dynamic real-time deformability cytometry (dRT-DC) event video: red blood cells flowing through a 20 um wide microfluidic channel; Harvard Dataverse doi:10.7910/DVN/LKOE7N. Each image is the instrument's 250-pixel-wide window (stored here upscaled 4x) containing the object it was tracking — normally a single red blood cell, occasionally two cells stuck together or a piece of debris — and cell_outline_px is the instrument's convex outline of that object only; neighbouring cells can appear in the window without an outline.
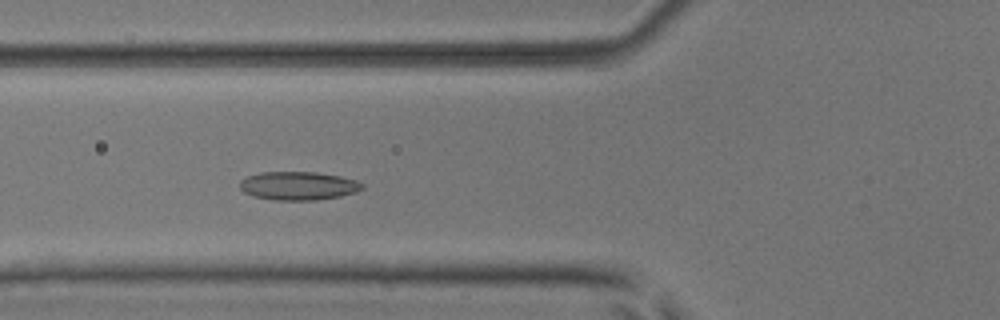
{"species": "common noctule bat (a hibernating species)", "species_latin": "Nyctalus noctula", "temperature_condition": "room temperature", "stored_images_in_passage": 49, "camera_frame_rate_fps": 3000, "um_per_image_px": 0.085, "animal": {"sex": "male", "body_mass_g": 17.9, "forearm_length_mm": 54.2}, "frame": {"image": 1, "passage_image": 17, "time_ms": 5.333, "image_size_px": [1000, 320], "cell_outline_px": [[364, 188], [356, 192], [340, 196], [316, 200], [276, 200], [252, 196], [244, 192], [240, 188], [240, 180], [248, 176], [260, 172], [316, 172], [340, 176], [356, 180], [364, 184]], "centroid_in_image_um": [25.36, 15.79], "position_along_channel_um": 100.4, "area_um2": 20.35}}
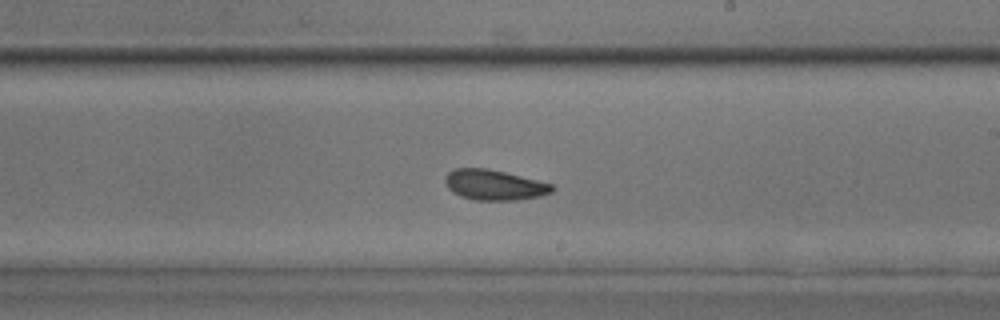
{"frame": {"image": 2, "passage_image": 28, "time_ms": 9.0, "image_size_px": [1000, 320], "cell_outline_px": [[556, 188], [552, 192], [540, 196], [516, 200], [476, 200], [460, 196], [452, 192], [448, 188], [444, 180], [444, 176], [448, 172], [456, 168], [488, 168], [552, 184]], "centroid_in_image_um": [41.98, 15.72], "position_along_channel_um": 247.0, "area_um2": 18.9}}
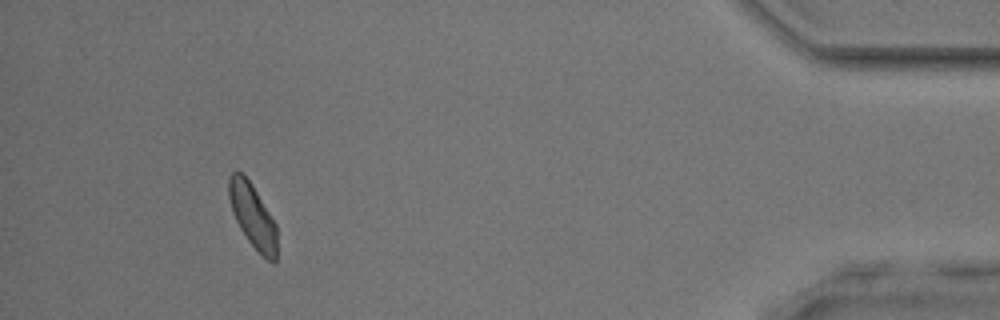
{"frame": {"image": 3, "passage_image": 45, "time_ms": 14.667, "image_size_px": [1000, 320], "cell_outline_px": [[276, 260], [272, 264], [248, 240], [240, 228], [232, 212], [228, 196], [228, 176], [236, 168], [252, 184], [276, 224]], "centroid_in_image_um": [21.45, 18.3], "position_along_channel_um": 413.8, "area_um2": 17.74}, "authors_computed_cell_mechanics": {"area_um2": 19.074, "velocity_mm_per_s": 4.0107, "shape_relaxation_time_tau1_ms": 2.9601, "shape_relaxation_time_tau2_ms": 4.1666, "deformation_change_tau1": 0.074, "deformation_change_tau2": 0.0791}}